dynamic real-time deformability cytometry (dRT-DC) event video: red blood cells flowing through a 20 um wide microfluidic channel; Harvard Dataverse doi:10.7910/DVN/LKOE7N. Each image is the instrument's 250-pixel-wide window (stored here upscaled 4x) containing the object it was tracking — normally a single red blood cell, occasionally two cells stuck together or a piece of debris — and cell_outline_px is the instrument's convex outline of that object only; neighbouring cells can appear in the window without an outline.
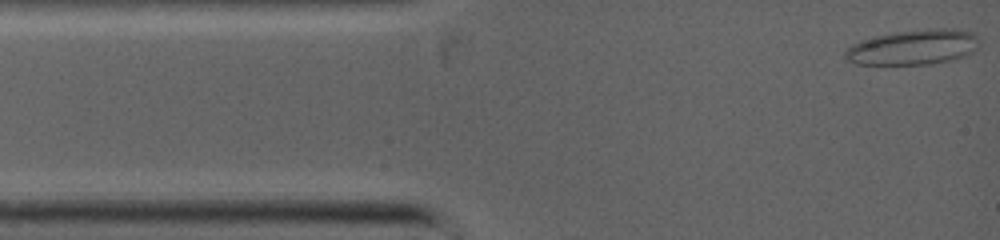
{"species": "common noctule bat (a hibernating species)", "species_latin": "Nyctalus noctula", "temperature_condition": "warm", "stored_images_in_passage": 54, "camera_frame_rate_fps": 5000, "um_per_image_px": 0.085, "animal": {"sex": "female", "body_mass_g": 19.0, "forearm_length_mm": 53.3}, "frame": {"image": 1, "passage_image": 1, "time_ms": 0.0, "image_size_px": [1000, 240], "cell_outline_px": [[980, 40], [976, 48], [972, 52], [964, 56], [948, 60], [928, 64], [856, 64], [848, 60], [844, 56], [844, 52], [852, 44], [860, 40], [876, 36], [896, 32], [928, 28], [956, 28], [972, 32]], "centroid_in_image_um": [77.64, 4.0], "position_along_channel_um": 7.4, "area_um2": 27.4}}
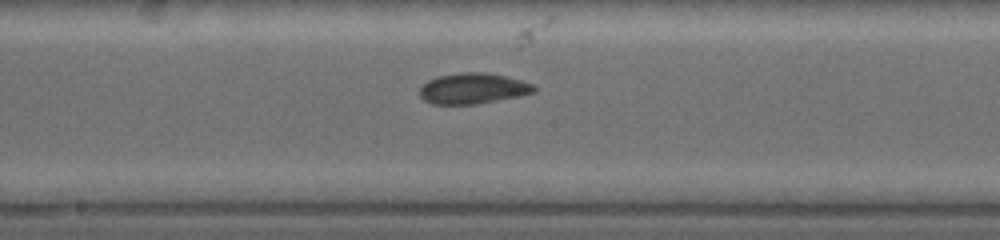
{"frame": {"image": 2, "passage_image": 28, "time_ms": 5.4, "image_size_px": [1000, 240], "cell_outline_px": [[536, 92], [520, 96], [476, 104], [432, 104], [424, 100], [420, 96], [420, 88], [428, 80], [436, 76], [464, 72], [484, 72], [504, 76], [520, 80], [532, 84], [536, 88]], "centroid_in_image_um": [40.19, 7.52], "position_along_channel_um": 208.0, "area_um2": 20.4}}
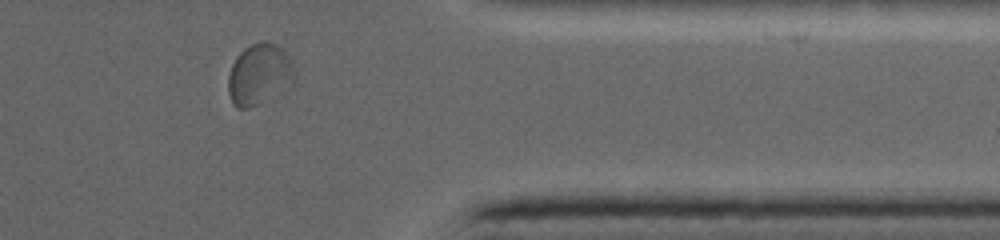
{"frame": {"image": 3, "passage_image": 48, "time_ms": 9.4, "image_size_px": [1000, 240], "cell_outline_px": [[292, 80], [256, 104], [248, 108], [236, 108], [232, 104], [228, 92], [228, 76], [232, 64], [236, 56], [244, 48], [252, 44], [264, 40], [276, 44], [288, 56], [292, 64]], "centroid_in_image_um": [21.93, 6.27], "position_along_channel_um": 389.5, "area_um2": 22.54}}